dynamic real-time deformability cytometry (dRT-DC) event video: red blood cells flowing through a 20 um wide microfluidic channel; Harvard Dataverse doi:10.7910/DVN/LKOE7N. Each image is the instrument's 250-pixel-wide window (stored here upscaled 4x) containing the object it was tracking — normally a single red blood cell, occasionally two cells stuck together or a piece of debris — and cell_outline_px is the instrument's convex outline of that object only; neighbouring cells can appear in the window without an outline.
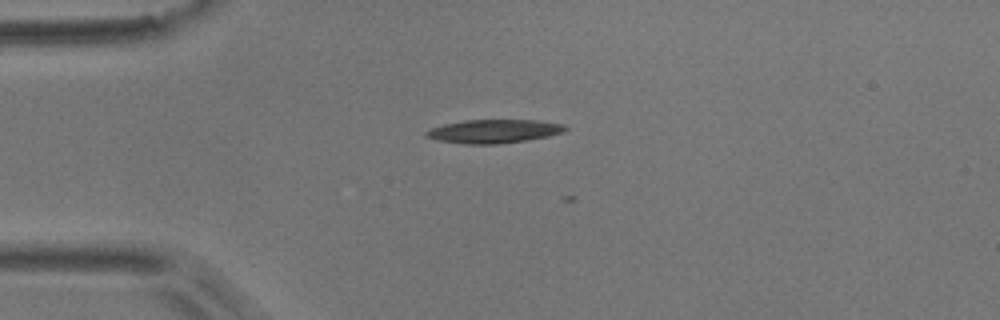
{"species": "common noctule bat (a hibernating species)", "species_latin": "Nyctalus noctula", "temperature_condition": "room temperature", "stored_images_in_passage": 3, "camera_frame_rate_fps": 3000, "um_per_image_px": 0.085, "animal": {"sex": "male", "body_mass_g": 17.9}, "frame": {"image": 1, "passage_image": 2, "time_ms": 0.333, "image_size_px": [1000, 320], "cell_outline_px": [[568, 128], [564, 132], [548, 136], [524, 140], [496, 144], [464, 144], [440, 140], [424, 136], [424, 132], [432, 128], [444, 124], [464, 120], [540, 120], [564, 124]], "centroid_in_image_um": [41.99, 11.15], "position_along_channel_um": 43.0, "area_um2": 19.02}}